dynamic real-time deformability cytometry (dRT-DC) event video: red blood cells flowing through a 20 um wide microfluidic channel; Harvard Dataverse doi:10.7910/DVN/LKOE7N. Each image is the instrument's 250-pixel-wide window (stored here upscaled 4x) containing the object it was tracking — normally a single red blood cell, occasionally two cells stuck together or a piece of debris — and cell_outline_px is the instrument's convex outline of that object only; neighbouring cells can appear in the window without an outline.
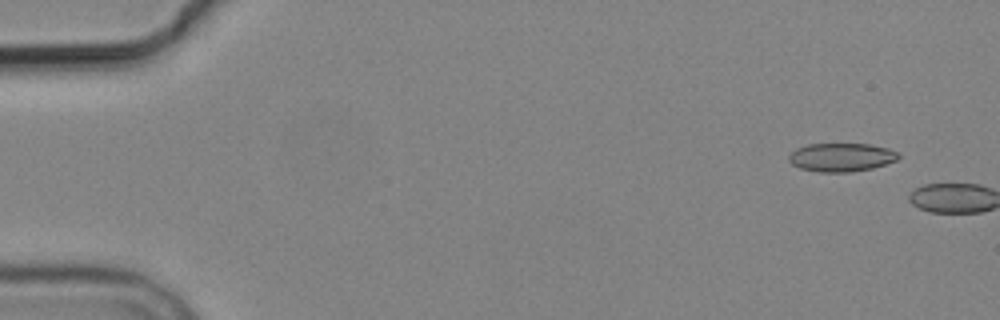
{"species": "common noctule bat (a hibernating species)", "species_latin": "Nyctalus noctula", "temperature_condition": "cold", "stored_images_in_passage": 3, "camera_frame_rate_fps": 3000, "um_per_image_px": 0.085, "animal": {"sex": "male", "body_mass_g": 19.2, "forearm_length_mm": 51.8}, "frame": {"image": 1, "passage_image": 2, "time_ms": 1.0, "image_size_px": [1000, 320], "cell_outline_px": [[900, 156], [896, 160], [872, 168], [848, 172], [820, 172], [800, 168], [792, 164], [788, 160], [788, 156], [796, 148], [808, 144], [868, 144], [888, 148], [896, 152]], "centroid_in_image_um": [71.48, 13.36], "position_along_channel_um": 13.5, "area_um2": 18.03}}